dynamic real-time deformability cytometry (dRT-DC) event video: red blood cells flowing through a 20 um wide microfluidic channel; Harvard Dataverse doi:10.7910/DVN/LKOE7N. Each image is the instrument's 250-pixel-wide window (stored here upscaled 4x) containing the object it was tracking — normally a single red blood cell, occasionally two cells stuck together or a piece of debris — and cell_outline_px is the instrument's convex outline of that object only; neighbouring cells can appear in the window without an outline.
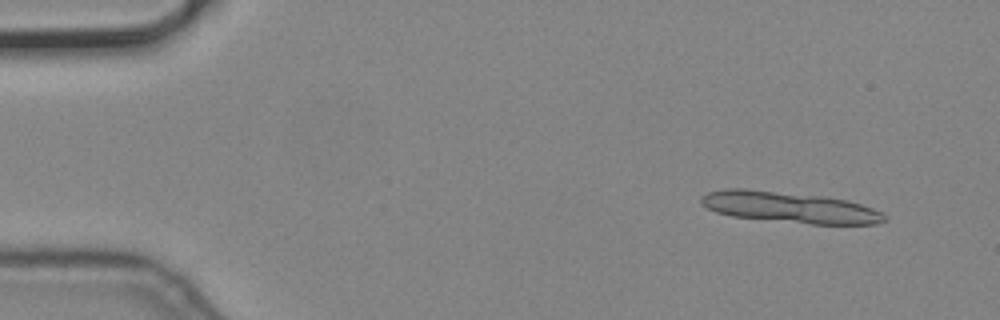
{"species": "common noctule bat (a hibernating species)", "species_latin": "Nyctalus noctula", "temperature_condition": "cold", "stored_images_in_passage": 6, "camera_frame_rate_fps": 3000, "um_per_image_px": 0.085, "animal": {"sex": "male", "body_mass_g": 19.2, "forearm_length_mm": 51.8}, "frame": {"image": 1, "passage_image": 2, "time_ms": 0.333, "image_size_px": [1000, 320], "cell_outline_px": [[888, 220], [876, 224], [812, 224], [732, 216], [716, 212], [708, 208], [700, 200], [700, 196], [708, 192], [724, 188], [748, 188], [828, 196], [848, 200], [872, 208], [888, 216]], "centroid_in_image_um": [67.14, 17.6], "position_along_channel_um": 17.9, "area_um2": 33.41}}